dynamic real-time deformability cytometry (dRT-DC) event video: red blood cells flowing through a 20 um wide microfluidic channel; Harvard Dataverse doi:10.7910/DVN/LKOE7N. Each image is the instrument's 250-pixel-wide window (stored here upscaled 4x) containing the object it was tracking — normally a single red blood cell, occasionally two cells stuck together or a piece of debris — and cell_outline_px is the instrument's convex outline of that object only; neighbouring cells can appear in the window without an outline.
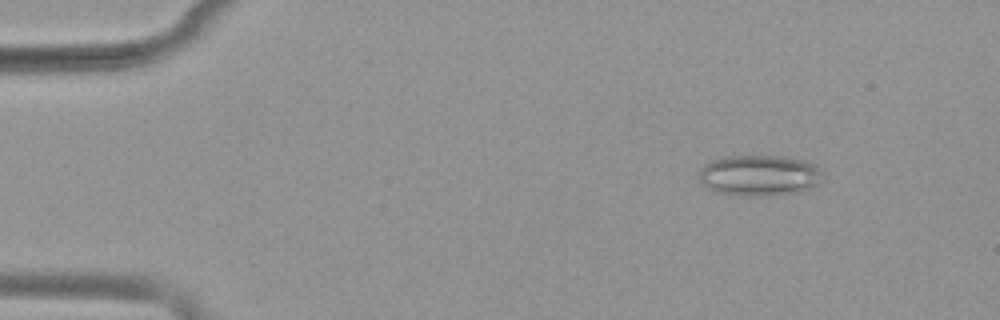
{"species": "common noctule bat (a hibernating species)", "species_latin": "Nyctalus noctula", "temperature_condition": "warm", "stored_images_in_passage": 52, "camera_frame_rate_fps": 3000, "um_per_image_px": 0.085, "animal": {"sex": "female", "body_mass_g": 19.9}, "frame": {"image": 1, "passage_image": 7, "time_ms": 2.0, "image_size_px": [1000, 320], "cell_outline_px": [[824, 172], [820, 184], [804, 192], [764, 196], [720, 192], [708, 188], [700, 180], [700, 168], [704, 164], [712, 160], [724, 156], [784, 156], [808, 160], [820, 168]], "centroid_in_image_um": [64.65, 14.89], "position_along_channel_um": 20.4, "area_um2": 29.71}}
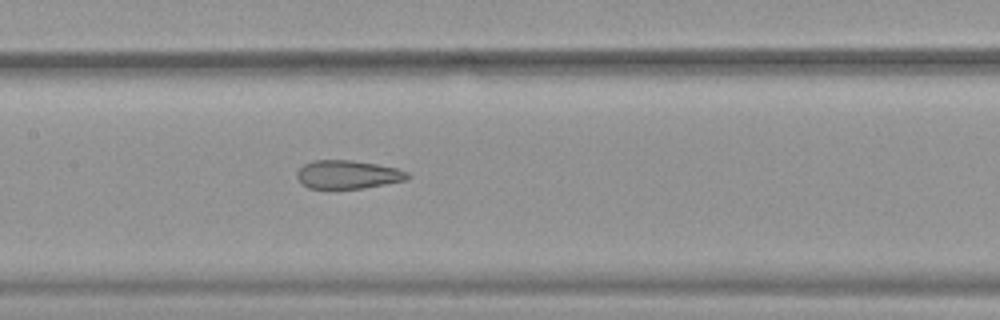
{"frame": {"image": 2, "passage_image": 26, "time_ms": 8.333, "image_size_px": [1000, 320], "cell_outline_px": [[412, 176], [404, 180], [364, 188], [308, 188], [296, 176], [296, 172], [304, 164], [312, 160], [352, 160], [376, 164], [396, 168], [408, 172]], "centroid_in_image_um": [29.56, 14.82], "position_along_channel_um": 177.8, "area_um2": 18.15}}
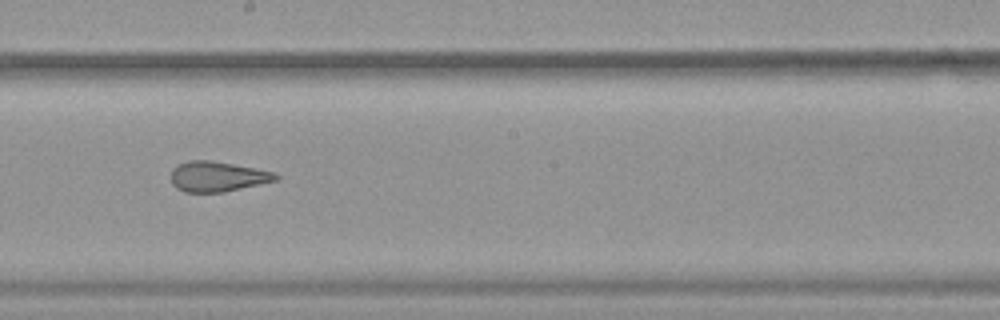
{"frame": {"image": 3, "passage_image": 30, "time_ms": 9.667, "image_size_px": [1000, 320], "cell_outline_px": [[280, 176], [276, 180], [260, 184], [224, 192], [184, 192], [176, 188], [172, 184], [168, 176], [172, 168], [176, 164], [188, 160], [212, 160], [276, 172]], "centroid_in_image_um": [18.42, 14.99], "position_along_channel_um": 229.8, "area_um2": 18.79}}